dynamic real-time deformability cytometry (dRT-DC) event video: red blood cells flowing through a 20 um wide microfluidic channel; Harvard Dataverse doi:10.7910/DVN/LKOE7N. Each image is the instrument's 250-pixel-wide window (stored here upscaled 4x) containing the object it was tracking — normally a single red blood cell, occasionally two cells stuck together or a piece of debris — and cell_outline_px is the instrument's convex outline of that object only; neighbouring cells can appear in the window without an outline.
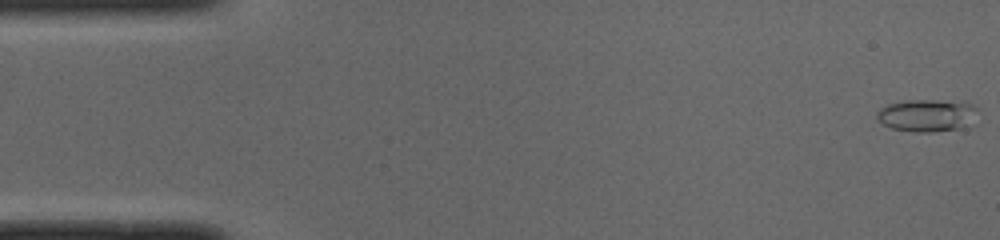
{"species": "common noctule bat (a hibernating species)", "species_latin": "Nyctalus noctula", "temperature_condition": "cold", "stored_images_in_passage": 50, "camera_frame_rate_fps": 3000, "um_per_image_px": 0.085, "animal": {"sex": "male", "body_mass_g": 19.0, "forearm_length_mm": 50.8}, "frame": {"image": 1, "passage_image": 1, "time_ms": 0.0, "image_size_px": [1000, 240], "cell_outline_px": [[976, 124], [964, 128], [932, 132], [916, 132], [892, 128], [876, 120], [876, 112], [880, 108], [888, 104], [904, 100], [964, 100], [972, 104], [976, 108]], "centroid_in_image_um": [78.87, 9.8], "position_along_channel_um": 6.1, "area_um2": 19.71}}
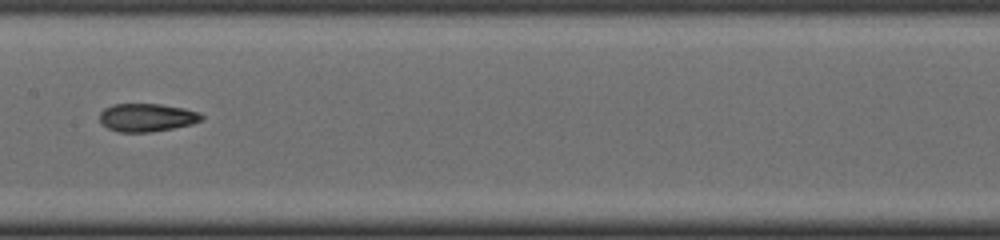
{"frame": {"image": 2, "passage_image": 25, "time_ms": 8.0, "image_size_px": [1000, 240], "cell_outline_px": [[204, 116], [200, 120], [192, 124], [172, 128], [148, 132], [120, 132], [108, 128], [100, 120], [100, 112], [104, 108], [112, 104], [160, 104], [184, 108], [200, 112]], "centroid_in_image_um": [12.49, 9.98], "position_along_channel_um": 194.9, "area_um2": 16.59}}
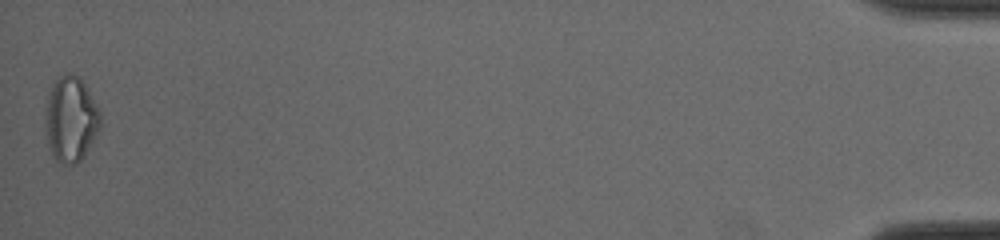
{"frame": {"image": 3, "passage_image": 50, "time_ms": 16.333, "image_size_px": [1000, 240], "cell_outline_px": [[100, 124], [92, 140], [80, 160], [72, 164], [64, 164], [56, 160], [48, 144], [44, 128], [44, 124], [48, 96], [52, 84], [64, 72], [72, 72], [84, 84], [100, 112]], "centroid_in_image_um": [5.97, 10.1], "position_along_channel_um": 429.2, "area_um2": 26.76}, "authors_computed_cell_mechanics": {"area_um2": 16.7909, "velocity_mm_per_s": 4.0094, "shape_relaxation_time_tau1_ms": null, "shape_relaxation_time_tau2_ms": 2.9438, "deformation_change_tau1": null, "deformation_change_tau2": 0.102}}